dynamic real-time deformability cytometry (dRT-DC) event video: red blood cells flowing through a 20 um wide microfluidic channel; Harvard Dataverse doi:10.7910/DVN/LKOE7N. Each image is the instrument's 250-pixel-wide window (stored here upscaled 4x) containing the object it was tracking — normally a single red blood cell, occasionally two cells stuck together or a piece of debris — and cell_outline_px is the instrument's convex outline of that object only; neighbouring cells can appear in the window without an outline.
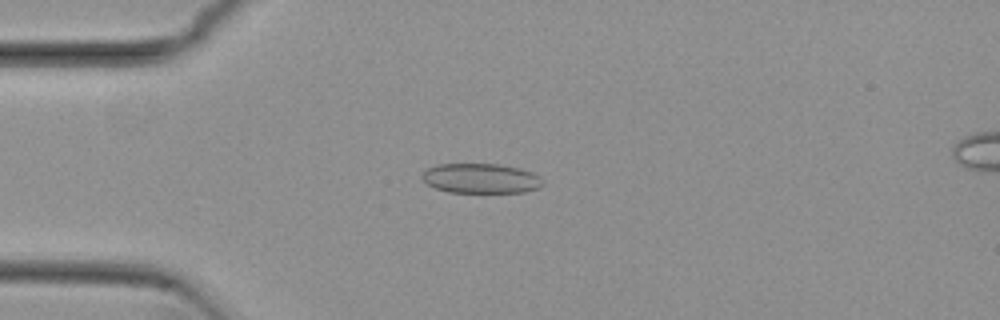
{"species": "common noctule bat (a hibernating species)", "species_latin": "Nyctalus noctula", "temperature_condition": "cold", "stored_images_in_passage": 54, "camera_frame_rate_fps": 3000, "um_per_image_px": 0.085, "animal": {"sex": "female", "body_mass_g": 29.2, "forearm_length_mm": 56.3}, "frame": {"image": 1, "passage_image": 14, "time_ms": 4.333, "image_size_px": [1000, 320], "cell_outline_px": [[544, 184], [540, 188], [524, 192], [448, 192], [436, 188], [428, 184], [420, 176], [428, 168], [436, 164], [500, 164], [520, 168], [532, 172], [540, 176], [544, 180]], "centroid_in_image_um": [40.92, 15.16], "position_along_channel_um": 44.1, "area_um2": 21.1}}
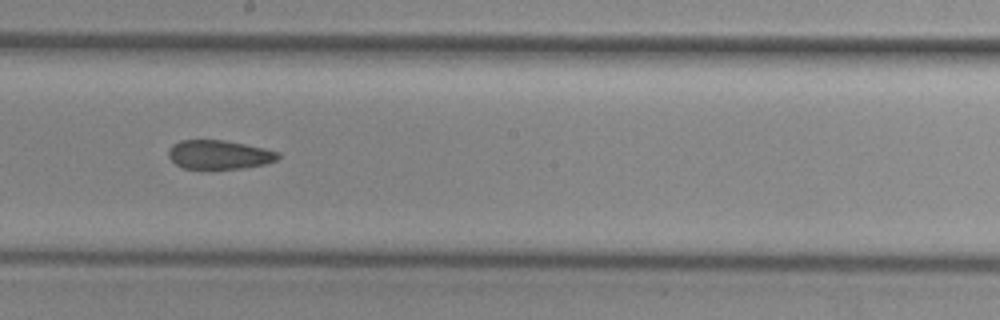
{"frame": {"image": 2, "passage_image": 30, "time_ms": 9.667, "image_size_px": [1000, 320], "cell_outline_px": [[280, 156], [276, 160], [264, 164], [244, 168], [212, 172], [180, 168], [168, 156], [168, 148], [172, 144], [180, 140], [224, 140], [264, 148], [280, 152]], "centroid_in_image_um": [18.58, 13.19], "position_along_channel_um": 229.6, "area_um2": 19.36}}
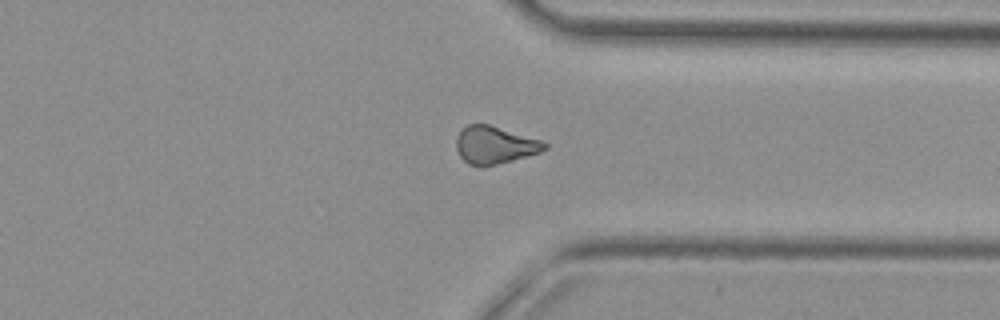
{"frame": {"image": 3, "passage_image": 41, "time_ms": 13.333, "image_size_px": [1000, 320], "cell_outline_px": [[548, 148], [540, 152], [484, 168], [480, 168], [468, 164], [460, 156], [456, 148], [456, 136], [468, 124], [488, 124], [544, 140], [548, 144]], "centroid_in_image_um": [42.06, 12.34], "position_along_channel_um": 369.3, "area_um2": 19.59}, "authors_computed_cell_mechanics": {"area_um2": 19.9121, "velocity_mm_per_s": 3.8467, "shape_relaxation_time_tau1_ms": null, "shape_relaxation_time_tau2_ms": 6.0176, "deformation_change_tau1": null, "deformation_change_tau2": 0.1293}}